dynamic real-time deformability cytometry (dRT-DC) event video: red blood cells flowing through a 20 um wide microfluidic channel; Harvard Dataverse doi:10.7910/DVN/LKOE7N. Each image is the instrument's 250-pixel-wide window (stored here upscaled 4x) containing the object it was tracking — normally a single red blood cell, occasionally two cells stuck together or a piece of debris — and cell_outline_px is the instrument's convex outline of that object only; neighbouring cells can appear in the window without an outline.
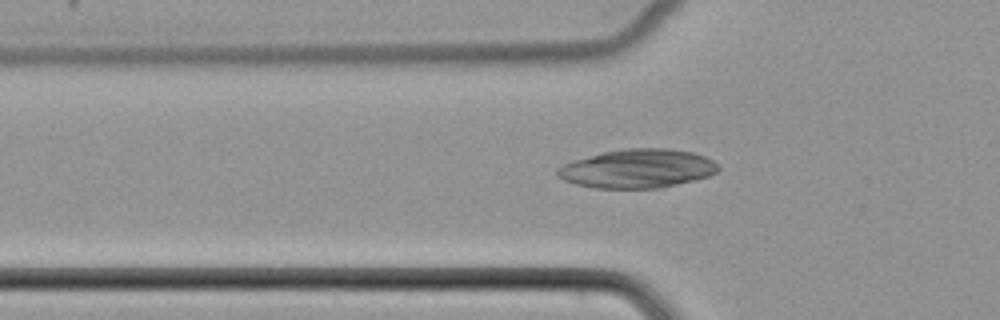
{"species": "common noctule bat (a hibernating species)", "species_latin": "Nyctalus noctula", "temperature_condition": "cold", "stored_images_in_passage": 52, "camera_frame_rate_fps": 3000, "um_per_image_px": 0.085, "animal": {"sex": "female", "body_mass_g": 22.7, "forearm_length_mm": 54.2}, "frame": {"image": 1, "passage_image": 18, "time_ms": 5.667, "image_size_px": [1000, 320], "cell_outline_px": [[720, 168], [716, 172], [708, 176], [660, 188], [596, 188], [576, 184], [564, 180], [556, 172], [556, 168], [564, 164], [576, 160], [604, 152], [624, 148], [668, 148], [692, 152], [704, 156], [712, 160]], "centroid_in_image_um": [54.19, 14.33], "position_along_channel_um": 71.6, "area_um2": 35.95}}
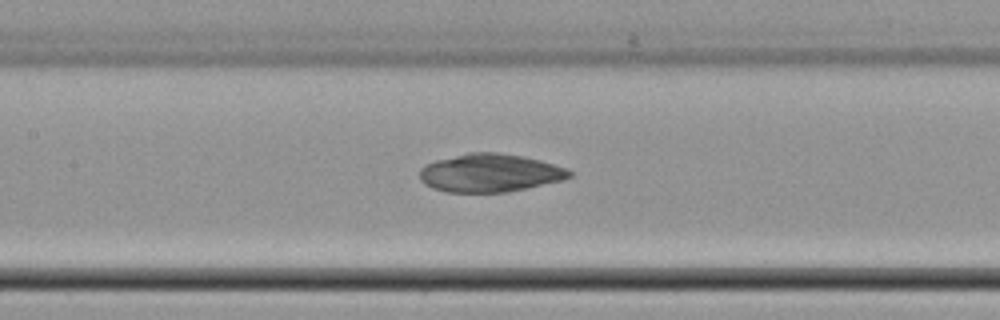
{"frame": {"image": 2, "passage_image": 25, "time_ms": 8.0, "image_size_px": [1000, 320], "cell_outline_px": [[572, 176], [564, 180], [508, 192], [448, 192], [432, 188], [424, 184], [420, 180], [420, 168], [424, 164], [436, 160], [468, 152], [496, 152], [524, 156], [540, 160], [564, 168], [572, 172]], "centroid_in_image_um": [41.62, 14.7], "position_along_channel_um": 165.8, "area_um2": 33.41}}
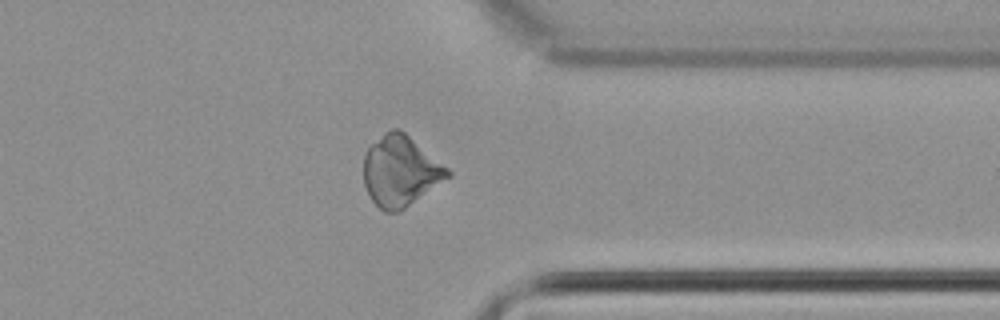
{"frame": {"image": 3, "passage_image": 41, "time_ms": 13.333, "image_size_px": [1000, 320], "cell_outline_px": [[452, 176], [400, 212], [384, 212], [372, 200], [364, 184], [364, 156], [368, 148], [384, 132], [392, 128], [400, 128], [448, 168], [452, 172]], "centroid_in_image_um": [34.05, 14.55], "position_along_channel_um": 377.3, "area_um2": 34.62}}